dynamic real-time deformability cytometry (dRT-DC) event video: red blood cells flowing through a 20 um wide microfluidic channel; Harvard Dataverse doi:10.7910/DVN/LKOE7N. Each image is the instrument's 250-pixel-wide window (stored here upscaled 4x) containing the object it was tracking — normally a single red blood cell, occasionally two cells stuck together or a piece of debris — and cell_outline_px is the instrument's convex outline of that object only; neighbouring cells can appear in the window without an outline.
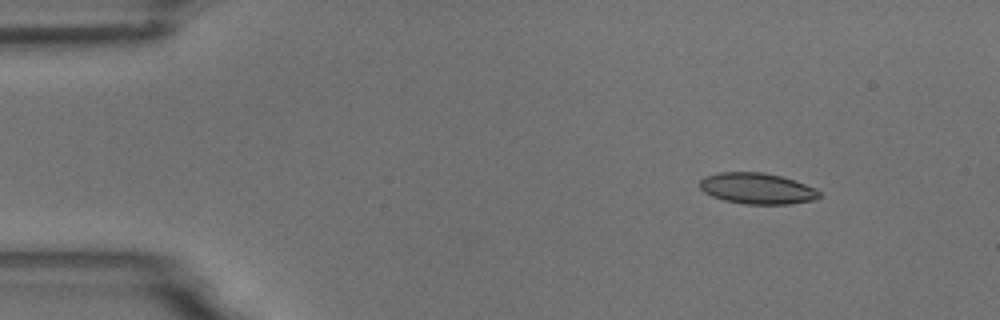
{"species": "common noctule bat (a hibernating species)", "species_latin": "Nyctalus noctula", "temperature_condition": "room temperature", "stored_images_in_passage": 7, "camera_frame_rate_fps": 3000, "um_per_image_px": 0.085, "animal": {"sex": "male", "body_mass_g": 18.8}, "frame": {"image": 1, "passage_image": 1, "time_ms": 0.0, "image_size_px": [1000, 320], "cell_outline_px": [[820, 196], [816, 200], [788, 204], [744, 204], [724, 200], [712, 196], [704, 192], [700, 188], [700, 180], [704, 176], [720, 172], [764, 172], [780, 176], [816, 188], [820, 192]], "centroid_in_image_um": [64.35, 16.02], "position_along_channel_um": 20.7, "area_um2": 21.62}}
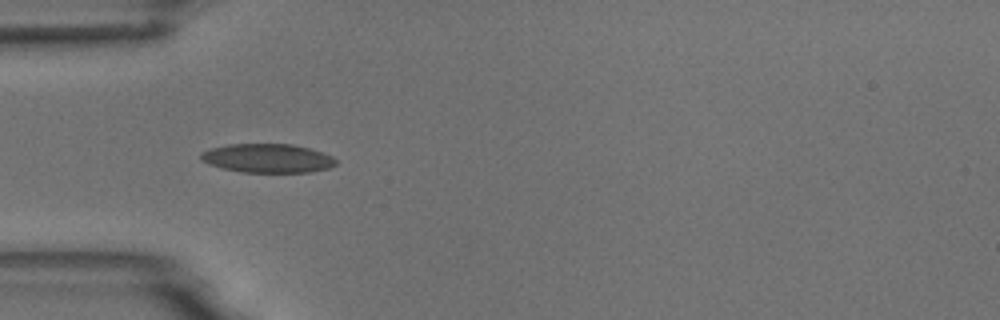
{"frame": {"image": 2, "passage_image": 4, "time_ms": 3.333, "image_size_px": [1000, 320], "cell_outline_px": [[336, 164], [328, 168], [308, 172], [240, 172], [208, 164], [200, 160], [200, 152], [212, 148], [228, 144], [292, 144], [308, 148], [332, 156], [336, 160]], "centroid_in_image_um": [22.7, 13.45], "position_along_channel_um": 62.3, "area_um2": 22.6}}